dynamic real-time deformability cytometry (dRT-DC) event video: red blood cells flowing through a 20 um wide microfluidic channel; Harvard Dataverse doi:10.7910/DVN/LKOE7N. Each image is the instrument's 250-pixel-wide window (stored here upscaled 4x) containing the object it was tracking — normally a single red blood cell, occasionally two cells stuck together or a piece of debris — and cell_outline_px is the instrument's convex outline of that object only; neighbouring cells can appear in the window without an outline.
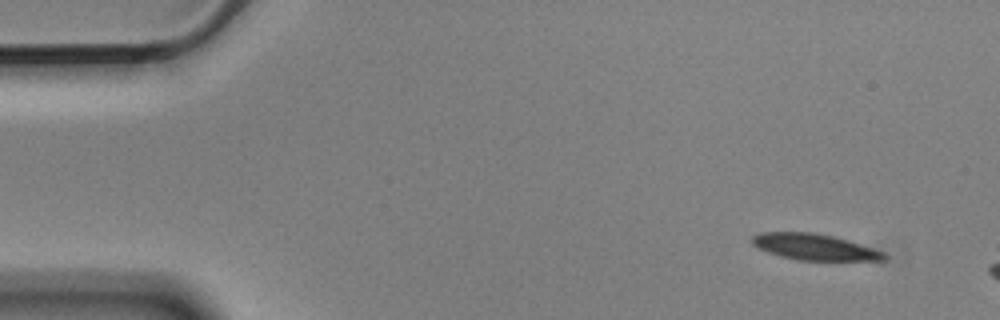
{"species": "Egyptian fruit bat (a non-hibernating species)", "species_latin": "Rousettus aegyptiacus", "temperature_condition": "cold", "stored_images_in_passage": 3, "camera_frame_rate_fps": 3000, "um_per_image_px": 0.085, "animal": {"sex": "male"}, "frame": {"image": 1, "passage_image": 1, "time_ms": 0.0, "image_size_px": [1000, 320], "cell_outline_px": [[888, 260], [796, 260], [780, 256], [768, 252], [752, 244], [752, 236], [760, 232], [812, 232], [832, 236], [848, 240], [888, 252]], "centroid_in_image_um": [69.29, 20.99], "position_along_channel_um": 15.7, "area_um2": 20.23}}